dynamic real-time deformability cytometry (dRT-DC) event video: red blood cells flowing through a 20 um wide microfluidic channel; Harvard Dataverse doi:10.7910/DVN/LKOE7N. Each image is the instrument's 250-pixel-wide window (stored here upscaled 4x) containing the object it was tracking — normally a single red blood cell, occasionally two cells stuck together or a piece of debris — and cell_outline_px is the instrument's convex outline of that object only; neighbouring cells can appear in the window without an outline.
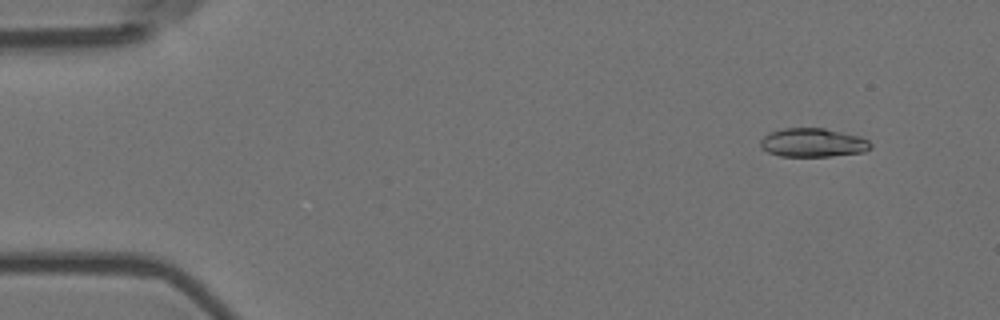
{"species": "Egyptian fruit bat (a non-hibernating species)", "species_latin": "Rousettus aegyptiacus", "temperature_condition": "room temperature", "stored_images_in_passage": 5, "camera_frame_rate_fps": 3000, "um_per_image_px": 0.085, "animal": {"sex": "female"}, "frame": {"image": 1, "passage_image": 2, "time_ms": 0.333, "image_size_px": [1000, 320], "cell_outline_px": [[872, 148], [864, 152], [832, 156], [780, 156], [768, 152], [760, 148], [760, 140], [764, 136], [772, 132], [784, 128], [824, 128], [860, 136], [868, 140], [872, 144]], "centroid_in_image_um": [69.11, 12.13], "position_along_channel_um": 15.9, "area_um2": 18.5}}
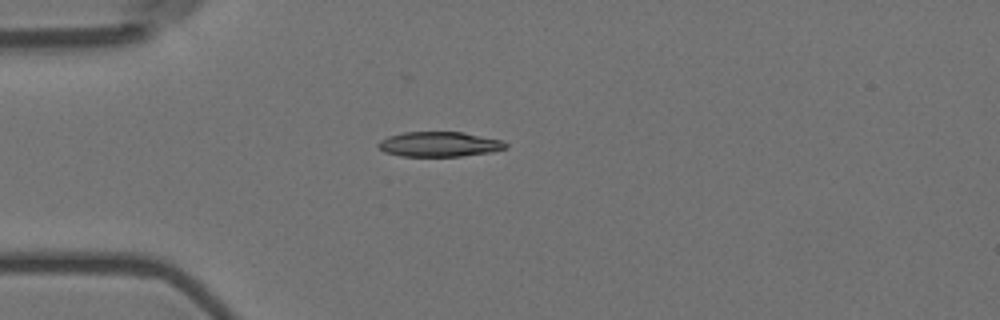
{"frame": {"image": 2, "passage_image": 5, "time_ms": 1.333, "image_size_px": [1000, 320], "cell_outline_px": [[508, 148], [492, 152], [460, 156], [400, 156], [384, 152], [376, 144], [380, 140], [388, 136], [404, 132], [464, 132], [500, 140], [508, 144]], "centroid_in_image_um": [37.33, 12.26], "position_along_channel_um": 47.7, "area_um2": 18.55}}